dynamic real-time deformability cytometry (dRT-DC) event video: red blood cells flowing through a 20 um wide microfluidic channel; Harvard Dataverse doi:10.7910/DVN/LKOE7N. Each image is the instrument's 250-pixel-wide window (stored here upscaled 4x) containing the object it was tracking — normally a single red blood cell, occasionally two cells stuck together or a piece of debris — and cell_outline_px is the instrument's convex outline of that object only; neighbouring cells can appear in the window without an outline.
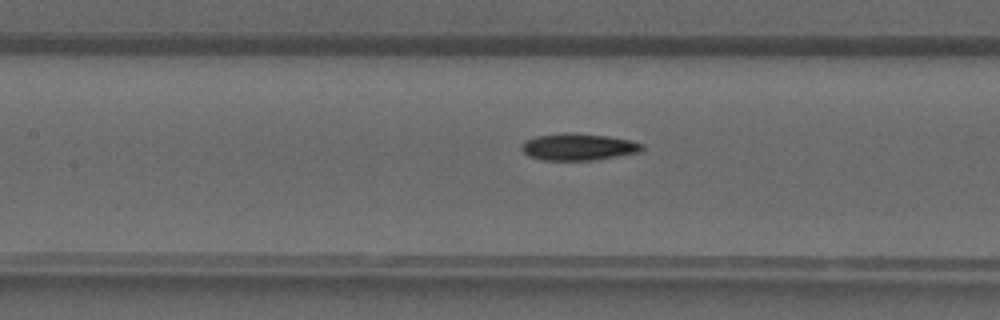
{"species": "common noctule bat (a hibernating species)", "species_latin": "Nyctalus noctula", "temperature_condition": "warm", "stored_images_in_passage": 32, "camera_frame_rate_fps": 3000, "um_per_image_px": 0.085, "animal": {"sex": "male", "forearm_length_mm": 52.5}, "frame": {"image": 1, "passage_image": 12, "time_ms": 3.667, "image_size_px": [1000, 320], "cell_outline_px": [[644, 148], [640, 152], [592, 160], [540, 160], [528, 156], [520, 148], [524, 140], [536, 136], [564, 132], [572, 132], [608, 136], [628, 140], [644, 144]], "centroid_in_image_um": [49.11, 12.48], "position_along_channel_um": 158.3, "area_um2": 18.96}}
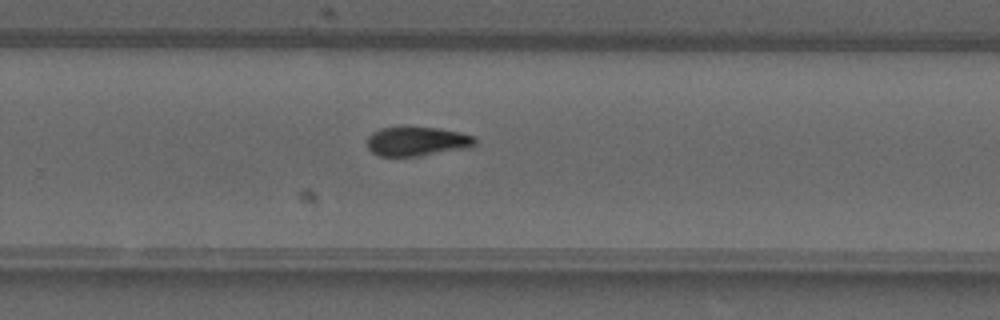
{"frame": {"image": 2, "passage_image": 20, "time_ms": 6.333, "image_size_px": [1000, 320], "cell_outline_px": [[476, 144], [468, 148], [420, 156], [380, 156], [372, 152], [368, 148], [368, 136], [372, 132], [380, 128], [404, 124], [440, 128], [460, 132], [472, 136], [476, 140]], "centroid_in_image_um": [35.42, 11.97], "position_along_channel_um": 294.4, "area_um2": 19.07}}
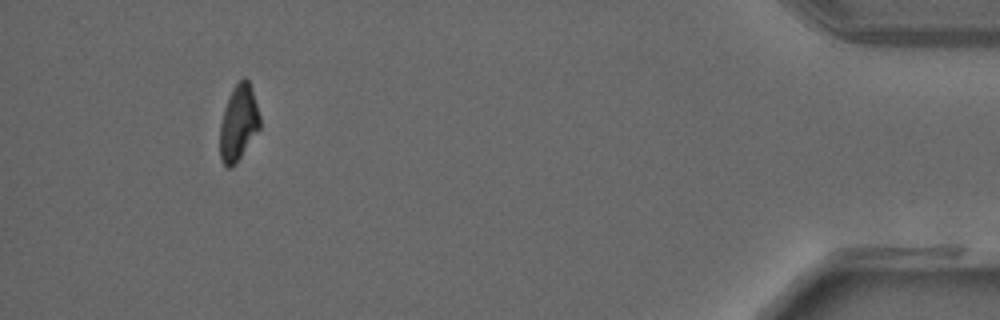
{"frame": {"image": 3, "passage_image": 31, "time_ms": 10.0, "image_size_px": [1000, 320], "cell_outline_px": [[260, 128], [236, 164], [228, 168], [220, 160], [220, 124], [224, 108], [236, 84], [244, 76], [248, 80], [252, 88], [260, 116]], "centroid_in_image_um": [20.28, 10.47], "position_along_channel_um": 414.9, "area_um2": 17.51}}